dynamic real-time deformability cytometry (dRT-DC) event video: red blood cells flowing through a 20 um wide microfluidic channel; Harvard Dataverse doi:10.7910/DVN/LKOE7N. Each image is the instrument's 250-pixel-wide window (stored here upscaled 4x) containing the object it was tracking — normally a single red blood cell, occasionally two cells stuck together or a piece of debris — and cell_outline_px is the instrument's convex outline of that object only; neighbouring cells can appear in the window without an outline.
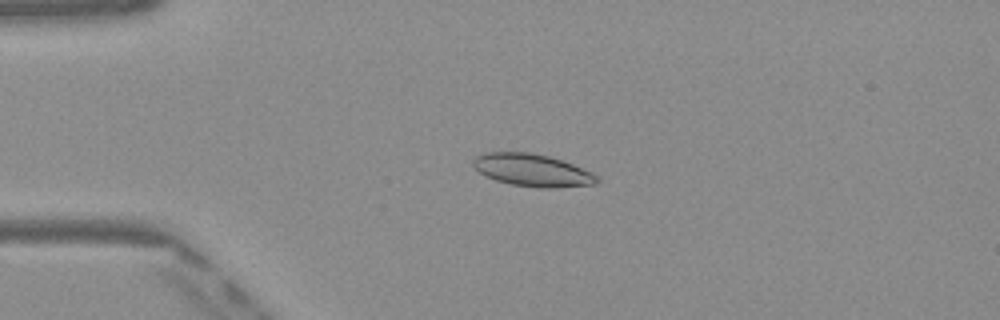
{"species": "Egyptian fruit bat (a non-hibernating species)", "species_latin": "Rousettus aegyptiacus", "temperature_condition": "warm", "stored_images_in_passage": 49, "camera_frame_rate_fps": 3000, "um_per_image_px": 0.085, "frame": {"image": 1, "passage_image": 11, "time_ms": 3.333, "image_size_px": [1000, 320], "cell_outline_px": [[600, 180], [596, 184], [556, 188], [536, 188], [512, 184], [496, 180], [484, 176], [472, 164], [472, 160], [476, 156], [484, 152], [528, 152], [548, 156], [572, 164], [592, 172]], "centroid_in_image_um": [45.23, 14.47], "position_along_channel_um": 39.8, "area_um2": 23.41}}
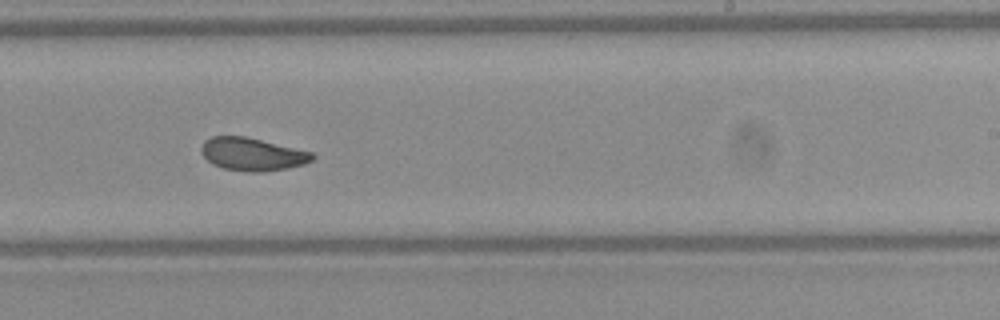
{"frame": {"image": 2, "passage_image": 30, "time_ms": 9.667, "image_size_px": [1000, 320], "cell_outline_px": [[316, 156], [312, 160], [304, 164], [288, 168], [264, 172], [248, 172], [224, 168], [212, 164], [200, 152], [200, 148], [204, 140], [212, 136], [244, 136], [312, 152]], "centroid_in_image_um": [21.43, 13.11], "position_along_channel_um": 267.6, "area_um2": 21.27}}
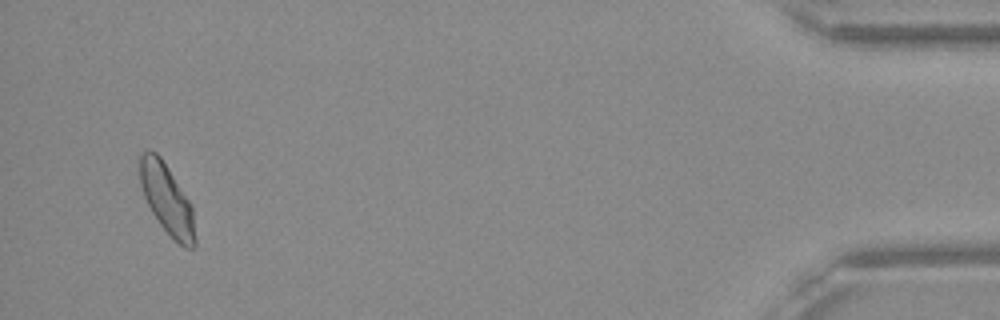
{"frame": {"image": 3, "passage_image": 47, "time_ms": 15.333, "image_size_px": [1000, 320], "cell_outline_px": [[196, 244], [192, 248], [184, 248], [160, 224], [152, 212], [144, 196], [140, 184], [140, 152], [148, 148], [156, 152], [160, 156], [168, 168], [188, 200], [192, 208], [196, 240]], "centroid_in_image_um": [14.17, 16.9], "position_along_channel_um": 421.0, "area_um2": 22.14}, "authors_computed_cell_mechanics": {"area_um2": 22.1952, "velocity_mm_per_s": 4.0737, "shape_relaxation_time_tau1_ms": 6.3493, "shape_relaxation_time_tau2_ms": 1.7018, "deformation_change_tau1": 0.1629, "deformation_change_tau2": 0.0667}}